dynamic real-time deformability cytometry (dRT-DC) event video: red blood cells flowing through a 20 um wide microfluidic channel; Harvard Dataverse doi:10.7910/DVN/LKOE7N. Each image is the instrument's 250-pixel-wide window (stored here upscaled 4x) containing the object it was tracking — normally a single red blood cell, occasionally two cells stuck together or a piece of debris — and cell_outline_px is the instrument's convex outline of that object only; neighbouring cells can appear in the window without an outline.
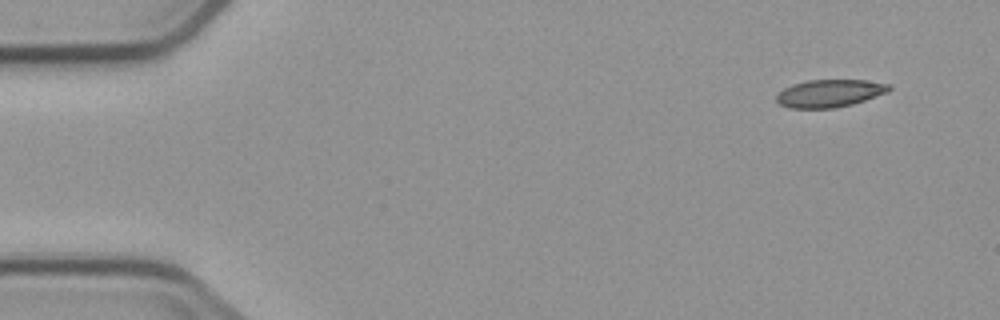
{"species": "common noctule bat (a hibernating species)", "species_latin": "Nyctalus noctula", "temperature_condition": "cold", "stored_images_in_passage": 6, "camera_frame_rate_fps": 3000, "um_per_image_px": 0.085, "animal": {"sex": "male", "body_mass_g": 23.1, "forearm_length_mm": 52.7}, "frame": {"image": 1, "passage_image": 1, "time_ms": 0.0, "image_size_px": [1000, 320], "cell_outline_px": [[892, 88], [888, 92], [852, 104], [836, 108], [788, 108], [780, 104], [776, 100], [776, 96], [784, 88], [792, 84], [808, 80], [864, 80], [892, 84]], "centroid_in_image_um": [70.53, 7.93], "position_along_channel_um": 14.5, "area_um2": 18.15}}
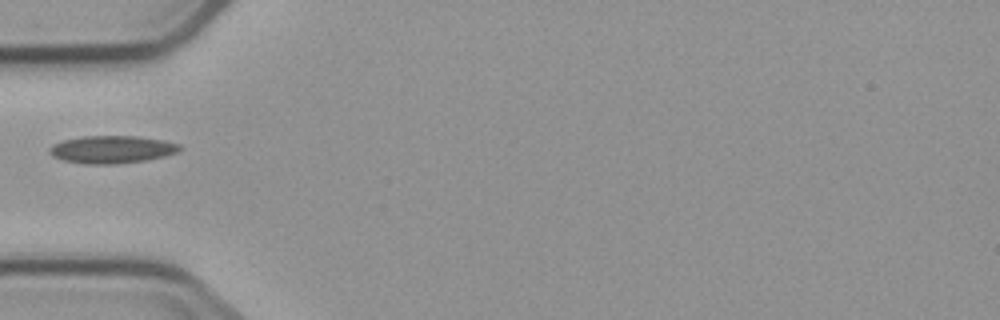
{"frame": {"image": 2, "passage_image": 5, "time_ms": 4.667, "image_size_px": [1000, 320], "cell_outline_px": [[184, 148], [176, 152], [164, 156], [144, 160], [112, 164], [84, 164], [64, 160], [52, 156], [48, 152], [48, 148], [52, 144], [64, 140], [80, 136], [140, 136], [164, 140], [180, 144]], "centroid_in_image_um": [9.5, 12.69], "position_along_channel_um": 75.5, "area_um2": 21.04}}
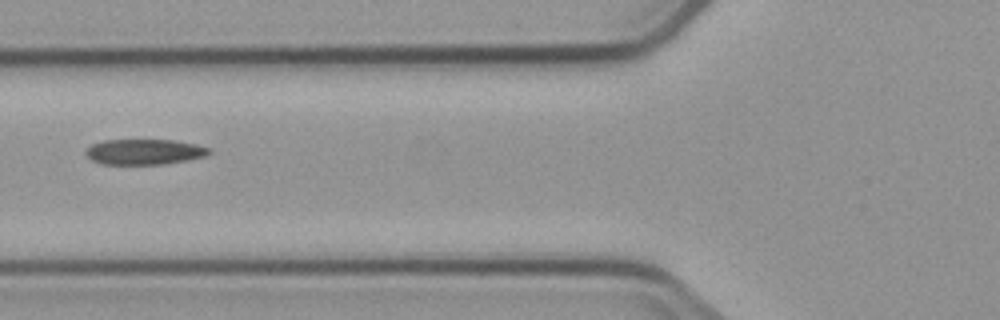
{"frame": {"image": 3, "passage_image": 6, "time_ms": 5.667, "image_size_px": [1000, 320], "cell_outline_px": [[212, 152], [208, 156], [188, 160], [164, 164], [100, 164], [92, 160], [84, 152], [92, 144], [104, 140], [176, 140], [196, 144], [212, 148]], "centroid_in_image_um": [12.33, 12.9], "position_along_channel_um": 113.5, "area_um2": 18.5}}